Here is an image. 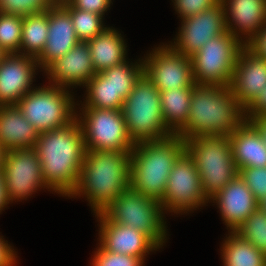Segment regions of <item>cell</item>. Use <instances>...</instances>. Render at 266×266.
<instances>
[{
	"label": "cell",
	"instance_id": "cell-1",
	"mask_svg": "<svg viewBox=\"0 0 266 266\" xmlns=\"http://www.w3.org/2000/svg\"><path fill=\"white\" fill-rule=\"evenodd\" d=\"M34 149L48 189L69 197L77 186L86 152L77 117L65 126L41 132Z\"/></svg>",
	"mask_w": 266,
	"mask_h": 266
},
{
	"label": "cell",
	"instance_id": "cell-2",
	"mask_svg": "<svg viewBox=\"0 0 266 266\" xmlns=\"http://www.w3.org/2000/svg\"><path fill=\"white\" fill-rule=\"evenodd\" d=\"M244 121V109L229 86L195 84L187 123L177 135L184 141L197 136H230Z\"/></svg>",
	"mask_w": 266,
	"mask_h": 266
},
{
	"label": "cell",
	"instance_id": "cell-3",
	"mask_svg": "<svg viewBox=\"0 0 266 266\" xmlns=\"http://www.w3.org/2000/svg\"><path fill=\"white\" fill-rule=\"evenodd\" d=\"M131 152L86 150L71 196L86 195L95 214L107 209L130 186Z\"/></svg>",
	"mask_w": 266,
	"mask_h": 266
},
{
	"label": "cell",
	"instance_id": "cell-4",
	"mask_svg": "<svg viewBox=\"0 0 266 266\" xmlns=\"http://www.w3.org/2000/svg\"><path fill=\"white\" fill-rule=\"evenodd\" d=\"M184 152L185 142L177 134L136 143L131 151L130 187L161 202L171 169Z\"/></svg>",
	"mask_w": 266,
	"mask_h": 266
},
{
	"label": "cell",
	"instance_id": "cell-5",
	"mask_svg": "<svg viewBox=\"0 0 266 266\" xmlns=\"http://www.w3.org/2000/svg\"><path fill=\"white\" fill-rule=\"evenodd\" d=\"M184 142L185 151L194 160L202 191L208 200L239 175L228 135L197 136Z\"/></svg>",
	"mask_w": 266,
	"mask_h": 266
},
{
	"label": "cell",
	"instance_id": "cell-6",
	"mask_svg": "<svg viewBox=\"0 0 266 266\" xmlns=\"http://www.w3.org/2000/svg\"><path fill=\"white\" fill-rule=\"evenodd\" d=\"M160 101L159 90L143 74L121 109L128 136L134 144L161 140L172 135L163 121Z\"/></svg>",
	"mask_w": 266,
	"mask_h": 266
},
{
	"label": "cell",
	"instance_id": "cell-7",
	"mask_svg": "<svg viewBox=\"0 0 266 266\" xmlns=\"http://www.w3.org/2000/svg\"><path fill=\"white\" fill-rule=\"evenodd\" d=\"M42 87L32 89L17 103L23 116L39 133L60 128L79 117L75 112L74 97L66 90L68 88Z\"/></svg>",
	"mask_w": 266,
	"mask_h": 266
},
{
	"label": "cell",
	"instance_id": "cell-8",
	"mask_svg": "<svg viewBox=\"0 0 266 266\" xmlns=\"http://www.w3.org/2000/svg\"><path fill=\"white\" fill-rule=\"evenodd\" d=\"M103 213L112 222L142 231L159 247L165 243L166 227L160 202L142 195L130 186Z\"/></svg>",
	"mask_w": 266,
	"mask_h": 266
},
{
	"label": "cell",
	"instance_id": "cell-9",
	"mask_svg": "<svg viewBox=\"0 0 266 266\" xmlns=\"http://www.w3.org/2000/svg\"><path fill=\"white\" fill-rule=\"evenodd\" d=\"M245 44L230 32L210 39L190 57L195 84L229 86Z\"/></svg>",
	"mask_w": 266,
	"mask_h": 266
},
{
	"label": "cell",
	"instance_id": "cell-10",
	"mask_svg": "<svg viewBox=\"0 0 266 266\" xmlns=\"http://www.w3.org/2000/svg\"><path fill=\"white\" fill-rule=\"evenodd\" d=\"M78 119L86 150L131 152L134 143L128 136L121 110L83 107ZM81 119V120H80Z\"/></svg>",
	"mask_w": 266,
	"mask_h": 266
},
{
	"label": "cell",
	"instance_id": "cell-11",
	"mask_svg": "<svg viewBox=\"0 0 266 266\" xmlns=\"http://www.w3.org/2000/svg\"><path fill=\"white\" fill-rule=\"evenodd\" d=\"M209 202L202 191V185L194 160L185 151L175 162L160 202L163 211L187 213Z\"/></svg>",
	"mask_w": 266,
	"mask_h": 266
},
{
	"label": "cell",
	"instance_id": "cell-12",
	"mask_svg": "<svg viewBox=\"0 0 266 266\" xmlns=\"http://www.w3.org/2000/svg\"><path fill=\"white\" fill-rule=\"evenodd\" d=\"M8 202L23 200L40 187L48 188L41 172V163L34 148L6 151L2 169Z\"/></svg>",
	"mask_w": 266,
	"mask_h": 266
},
{
	"label": "cell",
	"instance_id": "cell-13",
	"mask_svg": "<svg viewBox=\"0 0 266 266\" xmlns=\"http://www.w3.org/2000/svg\"><path fill=\"white\" fill-rule=\"evenodd\" d=\"M142 60L144 74L159 92L195 85L190 57L176 52L170 44L157 47Z\"/></svg>",
	"mask_w": 266,
	"mask_h": 266
},
{
	"label": "cell",
	"instance_id": "cell-14",
	"mask_svg": "<svg viewBox=\"0 0 266 266\" xmlns=\"http://www.w3.org/2000/svg\"><path fill=\"white\" fill-rule=\"evenodd\" d=\"M182 20L181 28L171 47L191 57L210 39L227 32L224 7L221 1L196 15Z\"/></svg>",
	"mask_w": 266,
	"mask_h": 266
},
{
	"label": "cell",
	"instance_id": "cell-15",
	"mask_svg": "<svg viewBox=\"0 0 266 266\" xmlns=\"http://www.w3.org/2000/svg\"><path fill=\"white\" fill-rule=\"evenodd\" d=\"M36 67H39L38 62L31 56L5 55L0 62V106L17 105L32 90Z\"/></svg>",
	"mask_w": 266,
	"mask_h": 266
},
{
	"label": "cell",
	"instance_id": "cell-16",
	"mask_svg": "<svg viewBox=\"0 0 266 266\" xmlns=\"http://www.w3.org/2000/svg\"><path fill=\"white\" fill-rule=\"evenodd\" d=\"M95 216L100 221V243L109 252L140 257L160 247L145 233L130 226L112 222L103 212Z\"/></svg>",
	"mask_w": 266,
	"mask_h": 266
},
{
	"label": "cell",
	"instance_id": "cell-17",
	"mask_svg": "<svg viewBox=\"0 0 266 266\" xmlns=\"http://www.w3.org/2000/svg\"><path fill=\"white\" fill-rule=\"evenodd\" d=\"M266 86V59L257 57L244 46L237 57L229 87L245 109Z\"/></svg>",
	"mask_w": 266,
	"mask_h": 266
},
{
	"label": "cell",
	"instance_id": "cell-18",
	"mask_svg": "<svg viewBox=\"0 0 266 266\" xmlns=\"http://www.w3.org/2000/svg\"><path fill=\"white\" fill-rule=\"evenodd\" d=\"M79 42L70 14L56 2L48 8V38L36 58L38 66L45 70Z\"/></svg>",
	"mask_w": 266,
	"mask_h": 266
},
{
	"label": "cell",
	"instance_id": "cell-19",
	"mask_svg": "<svg viewBox=\"0 0 266 266\" xmlns=\"http://www.w3.org/2000/svg\"><path fill=\"white\" fill-rule=\"evenodd\" d=\"M52 85L67 88L86 85L96 74L87 42L80 41L64 56L51 63L45 71Z\"/></svg>",
	"mask_w": 266,
	"mask_h": 266
},
{
	"label": "cell",
	"instance_id": "cell-20",
	"mask_svg": "<svg viewBox=\"0 0 266 266\" xmlns=\"http://www.w3.org/2000/svg\"><path fill=\"white\" fill-rule=\"evenodd\" d=\"M211 200L216 201L222 219L231 232H235L259 207L258 201L239 175L223 187Z\"/></svg>",
	"mask_w": 266,
	"mask_h": 266
},
{
	"label": "cell",
	"instance_id": "cell-21",
	"mask_svg": "<svg viewBox=\"0 0 266 266\" xmlns=\"http://www.w3.org/2000/svg\"><path fill=\"white\" fill-rule=\"evenodd\" d=\"M220 1L224 7L227 31L237 39H241L244 44H247L255 37L266 24V0ZM239 34L246 35L244 41Z\"/></svg>",
	"mask_w": 266,
	"mask_h": 266
},
{
	"label": "cell",
	"instance_id": "cell-22",
	"mask_svg": "<svg viewBox=\"0 0 266 266\" xmlns=\"http://www.w3.org/2000/svg\"><path fill=\"white\" fill-rule=\"evenodd\" d=\"M39 134L17 105L0 106V146L5 151L34 148Z\"/></svg>",
	"mask_w": 266,
	"mask_h": 266
},
{
	"label": "cell",
	"instance_id": "cell-23",
	"mask_svg": "<svg viewBox=\"0 0 266 266\" xmlns=\"http://www.w3.org/2000/svg\"><path fill=\"white\" fill-rule=\"evenodd\" d=\"M234 163L238 169L266 167V144L258 131L245 120L229 136Z\"/></svg>",
	"mask_w": 266,
	"mask_h": 266
},
{
	"label": "cell",
	"instance_id": "cell-24",
	"mask_svg": "<svg viewBox=\"0 0 266 266\" xmlns=\"http://www.w3.org/2000/svg\"><path fill=\"white\" fill-rule=\"evenodd\" d=\"M87 43L95 73L126 61L127 46L115 29L107 27Z\"/></svg>",
	"mask_w": 266,
	"mask_h": 266
},
{
	"label": "cell",
	"instance_id": "cell-25",
	"mask_svg": "<svg viewBox=\"0 0 266 266\" xmlns=\"http://www.w3.org/2000/svg\"><path fill=\"white\" fill-rule=\"evenodd\" d=\"M192 90L181 88L160 92L163 121L172 134H177L187 123Z\"/></svg>",
	"mask_w": 266,
	"mask_h": 266
},
{
	"label": "cell",
	"instance_id": "cell-26",
	"mask_svg": "<svg viewBox=\"0 0 266 266\" xmlns=\"http://www.w3.org/2000/svg\"><path fill=\"white\" fill-rule=\"evenodd\" d=\"M224 266H266V256L236 232H230L222 245Z\"/></svg>",
	"mask_w": 266,
	"mask_h": 266
},
{
	"label": "cell",
	"instance_id": "cell-27",
	"mask_svg": "<svg viewBox=\"0 0 266 266\" xmlns=\"http://www.w3.org/2000/svg\"><path fill=\"white\" fill-rule=\"evenodd\" d=\"M47 38L48 9L23 17L20 54L37 58L42 53Z\"/></svg>",
	"mask_w": 266,
	"mask_h": 266
},
{
	"label": "cell",
	"instance_id": "cell-28",
	"mask_svg": "<svg viewBox=\"0 0 266 266\" xmlns=\"http://www.w3.org/2000/svg\"><path fill=\"white\" fill-rule=\"evenodd\" d=\"M139 63L128 64V61H125L99 72L112 84L113 100L125 101L132 92L134 85L144 74V62L140 61Z\"/></svg>",
	"mask_w": 266,
	"mask_h": 266
},
{
	"label": "cell",
	"instance_id": "cell-29",
	"mask_svg": "<svg viewBox=\"0 0 266 266\" xmlns=\"http://www.w3.org/2000/svg\"><path fill=\"white\" fill-rule=\"evenodd\" d=\"M57 2L70 14L75 33L80 41L87 42L107 28L102 23V15L74 9L65 0H57Z\"/></svg>",
	"mask_w": 266,
	"mask_h": 266
},
{
	"label": "cell",
	"instance_id": "cell-30",
	"mask_svg": "<svg viewBox=\"0 0 266 266\" xmlns=\"http://www.w3.org/2000/svg\"><path fill=\"white\" fill-rule=\"evenodd\" d=\"M85 86L87 89V96L83 107L110 110L122 109L124 101L113 100L112 84L99 73H96Z\"/></svg>",
	"mask_w": 266,
	"mask_h": 266
},
{
	"label": "cell",
	"instance_id": "cell-31",
	"mask_svg": "<svg viewBox=\"0 0 266 266\" xmlns=\"http://www.w3.org/2000/svg\"><path fill=\"white\" fill-rule=\"evenodd\" d=\"M235 232L266 256V212L258 207Z\"/></svg>",
	"mask_w": 266,
	"mask_h": 266
},
{
	"label": "cell",
	"instance_id": "cell-32",
	"mask_svg": "<svg viewBox=\"0 0 266 266\" xmlns=\"http://www.w3.org/2000/svg\"><path fill=\"white\" fill-rule=\"evenodd\" d=\"M23 16L0 13V48L7 54L19 53Z\"/></svg>",
	"mask_w": 266,
	"mask_h": 266
},
{
	"label": "cell",
	"instance_id": "cell-33",
	"mask_svg": "<svg viewBox=\"0 0 266 266\" xmlns=\"http://www.w3.org/2000/svg\"><path fill=\"white\" fill-rule=\"evenodd\" d=\"M57 0H0V13L26 16L45 12Z\"/></svg>",
	"mask_w": 266,
	"mask_h": 266
},
{
	"label": "cell",
	"instance_id": "cell-34",
	"mask_svg": "<svg viewBox=\"0 0 266 266\" xmlns=\"http://www.w3.org/2000/svg\"><path fill=\"white\" fill-rule=\"evenodd\" d=\"M144 260L140 257L109 252L101 245L95 252L92 266H143Z\"/></svg>",
	"mask_w": 266,
	"mask_h": 266
},
{
	"label": "cell",
	"instance_id": "cell-35",
	"mask_svg": "<svg viewBox=\"0 0 266 266\" xmlns=\"http://www.w3.org/2000/svg\"><path fill=\"white\" fill-rule=\"evenodd\" d=\"M239 176L259 202L266 197V167H246L239 170Z\"/></svg>",
	"mask_w": 266,
	"mask_h": 266
},
{
	"label": "cell",
	"instance_id": "cell-36",
	"mask_svg": "<svg viewBox=\"0 0 266 266\" xmlns=\"http://www.w3.org/2000/svg\"><path fill=\"white\" fill-rule=\"evenodd\" d=\"M220 0H174L176 11L182 19L196 15L211 8Z\"/></svg>",
	"mask_w": 266,
	"mask_h": 266
},
{
	"label": "cell",
	"instance_id": "cell-37",
	"mask_svg": "<svg viewBox=\"0 0 266 266\" xmlns=\"http://www.w3.org/2000/svg\"><path fill=\"white\" fill-rule=\"evenodd\" d=\"M72 8L104 15L109 9L111 0H65Z\"/></svg>",
	"mask_w": 266,
	"mask_h": 266
},
{
	"label": "cell",
	"instance_id": "cell-38",
	"mask_svg": "<svg viewBox=\"0 0 266 266\" xmlns=\"http://www.w3.org/2000/svg\"><path fill=\"white\" fill-rule=\"evenodd\" d=\"M245 118L266 116V86L257 97L244 109Z\"/></svg>",
	"mask_w": 266,
	"mask_h": 266
},
{
	"label": "cell",
	"instance_id": "cell-39",
	"mask_svg": "<svg viewBox=\"0 0 266 266\" xmlns=\"http://www.w3.org/2000/svg\"><path fill=\"white\" fill-rule=\"evenodd\" d=\"M245 46L257 57L266 59V24L255 37L245 44Z\"/></svg>",
	"mask_w": 266,
	"mask_h": 266
},
{
	"label": "cell",
	"instance_id": "cell-40",
	"mask_svg": "<svg viewBox=\"0 0 266 266\" xmlns=\"http://www.w3.org/2000/svg\"><path fill=\"white\" fill-rule=\"evenodd\" d=\"M12 247L0 237V266H16V256Z\"/></svg>",
	"mask_w": 266,
	"mask_h": 266
},
{
	"label": "cell",
	"instance_id": "cell-41",
	"mask_svg": "<svg viewBox=\"0 0 266 266\" xmlns=\"http://www.w3.org/2000/svg\"><path fill=\"white\" fill-rule=\"evenodd\" d=\"M249 121L255 129L258 131L261 139L266 144V116H258L255 118H245Z\"/></svg>",
	"mask_w": 266,
	"mask_h": 266
},
{
	"label": "cell",
	"instance_id": "cell-42",
	"mask_svg": "<svg viewBox=\"0 0 266 266\" xmlns=\"http://www.w3.org/2000/svg\"><path fill=\"white\" fill-rule=\"evenodd\" d=\"M9 204L5 192L4 178L2 172H0V213L5 209V205Z\"/></svg>",
	"mask_w": 266,
	"mask_h": 266
},
{
	"label": "cell",
	"instance_id": "cell-43",
	"mask_svg": "<svg viewBox=\"0 0 266 266\" xmlns=\"http://www.w3.org/2000/svg\"><path fill=\"white\" fill-rule=\"evenodd\" d=\"M5 153L6 151L0 146V172H2L3 169Z\"/></svg>",
	"mask_w": 266,
	"mask_h": 266
},
{
	"label": "cell",
	"instance_id": "cell-44",
	"mask_svg": "<svg viewBox=\"0 0 266 266\" xmlns=\"http://www.w3.org/2000/svg\"><path fill=\"white\" fill-rule=\"evenodd\" d=\"M259 208L266 212V197H264L261 201L258 202Z\"/></svg>",
	"mask_w": 266,
	"mask_h": 266
},
{
	"label": "cell",
	"instance_id": "cell-45",
	"mask_svg": "<svg viewBox=\"0 0 266 266\" xmlns=\"http://www.w3.org/2000/svg\"><path fill=\"white\" fill-rule=\"evenodd\" d=\"M7 53L4 52L1 48H0V62L2 61V59L5 57Z\"/></svg>",
	"mask_w": 266,
	"mask_h": 266
}]
</instances>
